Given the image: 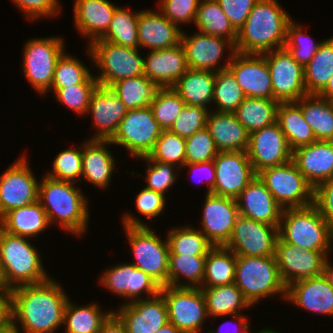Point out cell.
<instances>
[{"label": "cell", "mask_w": 333, "mask_h": 333, "mask_svg": "<svg viewBox=\"0 0 333 333\" xmlns=\"http://www.w3.org/2000/svg\"><path fill=\"white\" fill-rule=\"evenodd\" d=\"M292 19L287 25L285 48L296 62L303 68L310 62L318 51L323 40L316 42L305 32V26Z\"/></svg>", "instance_id": "cell-49"}, {"label": "cell", "mask_w": 333, "mask_h": 333, "mask_svg": "<svg viewBox=\"0 0 333 333\" xmlns=\"http://www.w3.org/2000/svg\"><path fill=\"white\" fill-rule=\"evenodd\" d=\"M111 140L87 139L82 143V178L94 187L103 190L109 189L113 173L116 168V158L112 151Z\"/></svg>", "instance_id": "cell-27"}, {"label": "cell", "mask_w": 333, "mask_h": 333, "mask_svg": "<svg viewBox=\"0 0 333 333\" xmlns=\"http://www.w3.org/2000/svg\"><path fill=\"white\" fill-rule=\"evenodd\" d=\"M233 317H234V318H232L233 320L229 319L227 321H224L223 324L221 323V325H219V327H217V330H215V328L214 329L210 328V329L206 330V333H229V332L231 333L232 331L228 330L230 325L234 327V329L231 327V329H233V330H235L237 328L234 331L235 333H250L252 331V329L249 325L250 322H248L247 316H244L243 314H235V315H233ZM228 322H230V324ZM232 322H234V324H232ZM225 326L228 327V328H226L228 330V332L226 329H224ZM234 332H232V333H234Z\"/></svg>", "instance_id": "cell-63"}, {"label": "cell", "mask_w": 333, "mask_h": 333, "mask_svg": "<svg viewBox=\"0 0 333 333\" xmlns=\"http://www.w3.org/2000/svg\"><path fill=\"white\" fill-rule=\"evenodd\" d=\"M205 259L206 256L169 255L168 286L200 288Z\"/></svg>", "instance_id": "cell-44"}, {"label": "cell", "mask_w": 333, "mask_h": 333, "mask_svg": "<svg viewBox=\"0 0 333 333\" xmlns=\"http://www.w3.org/2000/svg\"><path fill=\"white\" fill-rule=\"evenodd\" d=\"M245 97L240 85L228 68L216 71L212 110L234 113Z\"/></svg>", "instance_id": "cell-47"}, {"label": "cell", "mask_w": 333, "mask_h": 333, "mask_svg": "<svg viewBox=\"0 0 333 333\" xmlns=\"http://www.w3.org/2000/svg\"><path fill=\"white\" fill-rule=\"evenodd\" d=\"M183 29L167 19L159 10H140L138 16L139 48L160 50L181 43Z\"/></svg>", "instance_id": "cell-28"}, {"label": "cell", "mask_w": 333, "mask_h": 333, "mask_svg": "<svg viewBox=\"0 0 333 333\" xmlns=\"http://www.w3.org/2000/svg\"><path fill=\"white\" fill-rule=\"evenodd\" d=\"M227 68L246 97L273 99L272 80L263 54L236 51Z\"/></svg>", "instance_id": "cell-22"}, {"label": "cell", "mask_w": 333, "mask_h": 333, "mask_svg": "<svg viewBox=\"0 0 333 333\" xmlns=\"http://www.w3.org/2000/svg\"><path fill=\"white\" fill-rule=\"evenodd\" d=\"M272 80L273 100L296 102L307 95L304 68L294 60L285 47L263 54Z\"/></svg>", "instance_id": "cell-16"}, {"label": "cell", "mask_w": 333, "mask_h": 333, "mask_svg": "<svg viewBox=\"0 0 333 333\" xmlns=\"http://www.w3.org/2000/svg\"><path fill=\"white\" fill-rule=\"evenodd\" d=\"M208 113L209 110L201 106L185 105L169 131L183 138L190 137L206 128Z\"/></svg>", "instance_id": "cell-56"}, {"label": "cell", "mask_w": 333, "mask_h": 333, "mask_svg": "<svg viewBox=\"0 0 333 333\" xmlns=\"http://www.w3.org/2000/svg\"><path fill=\"white\" fill-rule=\"evenodd\" d=\"M139 10L135 12L126 6H118L114 12L107 32L97 40L109 41L124 47L139 48L138 40V16Z\"/></svg>", "instance_id": "cell-46"}, {"label": "cell", "mask_w": 333, "mask_h": 333, "mask_svg": "<svg viewBox=\"0 0 333 333\" xmlns=\"http://www.w3.org/2000/svg\"><path fill=\"white\" fill-rule=\"evenodd\" d=\"M301 112L316 141H333V103L318 94L301 98Z\"/></svg>", "instance_id": "cell-38"}, {"label": "cell", "mask_w": 333, "mask_h": 333, "mask_svg": "<svg viewBox=\"0 0 333 333\" xmlns=\"http://www.w3.org/2000/svg\"><path fill=\"white\" fill-rule=\"evenodd\" d=\"M194 24L201 33L225 38L234 45L237 41L238 31L224 14L217 0H201Z\"/></svg>", "instance_id": "cell-41"}, {"label": "cell", "mask_w": 333, "mask_h": 333, "mask_svg": "<svg viewBox=\"0 0 333 333\" xmlns=\"http://www.w3.org/2000/svg\"><path fill=\"white\" fill-rule=\"evenodd\" d=\"M73 4V25L87 46L107 32L119 6L111 0H75Z\"/></svg>", "instance_id": "cell-29"}, {"label": "cell", "mask_w": 333, "mask_h": 333, "mask_svg": "<svg viewBox=\"0 0 333 333\" xmlns=\"http://www.w3.org/2000/svg\"><path fill=\"white\" fill-rule=\"evenodd\" d=\"M224 14L238 31L259 0H217Z\"/></svg>", "instance_id": "cell-60"}, {"label": "cell", "mask_w": 333, "mask_h": 333, "mask_svg": "<svg viewBox=\"0 0 333 333\" xmlns=\"http://www.w3.org/2000/svg\"><path fill=\"white\" fill-rule=\"evenodd\" d=\"M257 175L283 209L304 208L314 204L315 189L300 173L293 160L266 168Z\"/></svg>", "instance_id": "cell-10"}, {"label": "cell", "mask_w": 333, "mask_h": 333, "mask_svg": "<svg viewBox=\"0 0 333 333\" xmlns=\"http://www.w3.org/2000/svg\"><path fill=\"white\" fill-rule=\"evenodd\" d=\"M234 284L254 307L275 296L286 299V286L281 280L275 256H237Z\"/></svg>", "instance_id": "cell-7"}, {"label": "cell", "mask_w": 333, "mask_h": 333, "mask_svg": "<svg viewBox=\"0 0 333 333\" xmlns=\"http://www.w3.org/2000/svg\"><path fill=\"white\" fill-rule=\"evenodd\" d=\"M182 168H184V169L188 168V172H186V173H189V176L191 173L192 177L195 176V178L199 177V176H197V174L198 175L200 173L205 174L204 177L202 176L203 174L201 175V178L203 177V181H202V179L201 180L198 179V181H201L203 183H204V181H206V184L208 187L206 195L211 194V191L214 188L215 180H216V171H215L214 161H207V162H202V163H187V164H184V166ZM197 172H199V173H197Z\"/></svg>", "instance_id": "cell-62"}, {"label": "cell", "mask_w": 333, "mask_h": 333, "mask_svg": "<svg viewBox=\"0 0 333 333\" xmlns=\"http://www.w3.org/2000/svg\"><path fill=\"white\" fill-rule=\"evenodd\" d=\"M137 159L140 161L142 160L141 162L145 161L144 163H147V169H145L146 175L144 176L141 173L139 174L143 180L145 177L144 181L147 184L143 186L146 188L165 195L168 193L167 191L170 190L173 184L175 185V182H177L181 169L176 165L153 161L150 160L147 156Z\"/></svg>", "instance_id": "cell-53"}, {"label": "cell", "mask_w": 333, "mask_h": 333, "mask_svg": "<svg viewBox=\"0 0 333 333\" xmlns=\"http://www.w3.org/2000/svg\"><path fill=\"white\" fill-rule=\"evenodd\" d=\"M318 95L330 101L333 99V76L330 78L326 87Z\"/></svg>", "instance_id": "cell-67"}, {"label": "cell", "mask_w": 333, "mask_h": 333, "mask_svg": "<svg viewBox=\"0 0 333 333\" xmlns=\"http://www.w3.org/2000/svg\"><path fill=\"white\" fill-rule=\"evenodd\" d=\"M135 197V208L140 215L150 220V222L155 218L162 216L163 212L166 210L167 194L153 191L146 187L139 190Z\"/></svg>", "instance_id": "cell-59"}, {"label": "cell", "mask_w": 333, "mask_h": 333, "mask_svg": "<svg viewBox=\"0 0 333 333\" xmlns=\"http://www.w3.org/2000/svg\"><path fill=\"white\" fill-rule=\"evenodd\" d=\"M160 294L167 306L168 322L181 333H206L202 330L209 317L201 288L163 286Z\"/></svg>", "instance_id": "cell-11"}, {"label": "cell", "mask_w": 333, "mask_h": 333, "mask_svg": "<svg viewBox=\"0 0 333 333\" xmlns=\"http://www.w3.org/2000/svg\"><path fill=\"white\" fill-rule=\"evenodd\" d=\"M128 109L110 88L98 85L91 93L86 115L91 116L94 134L87 139L111 140Z\"/></svg>", "instance_id": "cell-23"}, {"label": "cell", "mask_w": 333, "mask_h": 333, "mask_svg": "<svg viewBox=\"0 0 333 333\" xmlns=\"http://www.w3.org/2000/svg\"><path fill=\"white\" fill-rule=\"evenodd\" d=\"M80 60L81 58L78 59L65 51L56 63L51 88H65L81 83H98L89 67Z\"/></svg>", "instance_id": "cell-48"}, {"label": "cell", "mask_w": 333, "mask_h": 333, "mask_svg": "<svg viewBox=\"0 0 333 333\" xmlns=\"http://www.w3.org/2000/svg\"><path fill=\"white\" fill-rule=\"evenodd\" d=\"M166 239L169 255L206 256L214 247L206 236L192 224L169 228Z\"/></svg>", "instance_id": "cell-43"}, {"label": "cell", "mask_w": 333, "mask_h": 333, "mask_svg": "<svg viewBox=\"0 0 333 333\" xmlns=\"http://www.w3.org/2000/svg\"><path fill=\"white\" fill-rule=\"evenodd\" d=\"M99 333H127V330L120 319L112 313L103 323Z\"/></svg>", "instance_id": "cell-65"}, {"label": "cell", "mask_w": 333, "mask_h": 333, "mask_svg": "<svg viewBox=\"0 0 333 333\" xmlns=\"http://www.w3.org/2000/svg\"><path fill=\"white\" fill-rule=\"evenodd\" d=\"M26 19L36 22L42 19H54L63 10L59 0H11ZM41 18V19H40ZM36 20V21H35Z\"/></svg>", "instance_id": "cell-58"}, {"label": "cell", "mask_w": 333, "mask_h": 333, "mask_svg": "<svg viewBox=\"0 0 333 333\" xmlns=\"http://www.w3.org/2000/svg\"><path fill=\"white\" fill-rule=\"evenodd\" d=\"M121 216V224L134 258V261H130V263L148 274L161 287L168 286L169 246L167 239L161 240V237L155 232V227L152 228L154 224L150 227L146 222L141 221L139 215L125 212Z\"/></svg>", "instance_id": "cell-4"}, {"label": "cell", "mask_w": 333, "mask_h": 333, "mask_svg": "<svg viewBox=\"0 0 333 333\" xmlns=\"http://www.w3.org/2000/svg\"><path fill=\"white\" fill-rule=\"evenodd\" d=\"M111 266L102 272L98 284L113 295L123 298L120 305L151 298L160 293L161 286L130 262H120Z\"/></svg>", "instance_id": "cell-13"}, {"label": "cell", "mask_w": 333, "mask_h": 333, "mask_svg": "<svg viewBox=\"0 0 333 333\" xmlns=\"http://www.w3.org/2000/svg\"><path fill=\"white\" fill-rule=\"evenodd\" d=\"M330 259L333 258H331L330 255H328L325 260L323 275L327 278L328 282L333 287V262Z\"/></svg>", "instance_id": "cell-66"}, {"label": "cell", "mask_w": 333, "mask_h": 333, "mask_svg": "<svg viewBox=\"0 0 333 333\" xmlns=\"http://www.w3.org/2000/svg\"><path fill=\"white\" fill-rule=\"evenodd\" d=\"M54 277L11 292V325L22 333H57L69 296ZM56 280V281H55ZM19 324V325H18Z\"/></svg>", "instance_id": "cell-1"}, {"label": "cell", "mask_w": 333, "mask_h": 333, "mask_svg": "<svg viewBox=\"0 0 333 333\" xmlns=\"http://www.w3.org/2000/svg\"><path fill=\"white\" fill-rule=\"evenodd\" d=\"M185 105L172 87H166L157 90L150 107L160 127L169 130Z\"/></svg>", "instance_id": "cell-51"}, {"label": "cell", "mask_w": 333, "mask_h": 333, "mask_svg": "<svg viewBox=\"0 0 333 333\" xmlns=\"http://www.w3.org/2000/svg\"><path fill=\"white\" fill-rule=\"evenodd\" d=\"M60 36L30 38L23 47L22 71L26 81L39 96H43L54 80L56 63L66 51Z\"/></svg>", "instance_id": "cell-9"}, {"label": "cell", "mask_w": 333, "mask_h": 333, "mask_svg": "<svg viewBox=\"0 0 333 333\" xmlns=\"http://www.w3.org/2000/svg\"><path fill=\"white\" fill-rule=\"evenodd\" d=\"M185 151V138L169 130H163L147 157L153 161L174 164L182 168L185 164Z\"/></svg>", "instance_id": "cell-52"}, {"label": "cell", "mask_w": 333, "mask_h": 333, "mask_svg": "<svg viewBox=\"0 0 333 333\" xmlns=\"http://www.w3.org/2000/svg\"><path fill=\"white\" fill-rule=\"evenodd\" d=\"M292 160L314 187L333 178V141H315L293 151Z\"/></svg>", "instance_id": "cell-31"}, {"label": "cell", "mask_w": 333, "mask_h": 333, "mask_svg": "<svg viewBox=\"0 0 333 333\" xmlns=\"http://www.w3.org/2000/svg\"><path fill=\"white\" fill-rule=\"evenodd\" d=\"M11 292L0 291V330L11 325Z\"/></svg>", "instance_id": "cell-64"}, {"label": "cell", "mask_w": 333, "mask_h": 333, "mask_svg": "<svg viewBox=\"0 0 333 333\" xmlns=\"http://www.w3.org/2000/svg\"><path fill=\"white\" fill-rule=\"evenodd\" d=\"M128 110L150 106L159 87L145 75L124 78L110 87Z\"/></svg>", "instance_id": "cell-45"}, {"label": "cell", "mask_w": 333, "mask_h": 333, "mask_svg": "<svg viewBox=\"0 0 333 333\" xmlns=\"http://www.w3.org/2000/svg\"><path fill=\"white\" fill-rule=\"evenodd\" d=\"M293 19L279 0H259L238 30L235 50L264 54L285 46L287 25Z\"/></svg>", "instance_id": "cell-3"}, {"label": "cell", "mask_w": 333, "mask_h": 333, "mask_svg": "<svg viewBox=\"0 0 333 333\" xmlns=\"http://www.w3.org/2000/svg\"><path fill=\"white\" fill-rule=\"evenodd\" d=\"M27 155L18 157L0 176V218L14 208L38 201L39 182Z\"/></svg>", "instance_id": "cell-14"}, {"label": "cell", "mask_w": 333, "mask_h": 333, "mask_svg": "<svg viewBox=\"0 0 333 333\" xmlns=\"http://www.w3.org/2000/svg\"><path fill=\"white\" fill-rule=\"evenodd\" d=\"M333 251H311L290 243L276 241L275 258L282 282L291 283L323 274L326 257Z\"/></svg>", "instance_id": "cell-18"}, {"label": "cell", "mask_w": 333, "mask_h": 333, "mask_svg": "<svg viewBox=\"0 0 333 333\" xmlns=\"http://www.w3.org/2000/svg\"><path fill=\"white\" fill-rule=\"evenodd\" d=\"M113 313L112 309L102 310L95 301L78 305L70 298L64 310V333H99L103 323Z\"/></svg>", "instance_id": "cell-37"}, {"label": "cell", "mask_w": 333, "mask_h": 333, "mask_svg": "<svg viewBox=\"0 0 333 333\" xmlns=\"http://www.w3.org/2000/svg\"><path fill=\"white\" fill-rule=\"evenodd\" d=\"M276 122L286 136L292 151L316 141L310 125L301 112V98L296 102H280Z\"/></svg>", "instance_id": "cell-36"}, {"label": "cell", "mask_w": 333, "mask_h": 333, "mask_svg": "<svg viewBox=\"0 0 333 333\" xmlns=\"http://www.w3.org/2000/svg\"><path fill=\"white\" fill-rule=\"evenodd\" d=\"M97 86L98 83H81L65 88H50L42 97L51 91L59 104L65 105L74 113H77L76 115H85L86 117L91 93Z\"/></svg>", "instance_id": "cell-54"}, {"label": "cell", "mask_w": 333, "mask_h": 333, "mask_svg": "<svg viewBox=\"0 0 333 333\" xmlns=\"http://www.w3.org/2000/svg\"><path fill=\"white\" fill-rule=\"evenodd\" d=\"M209 318L225 319L253 307L234 284L201 288Z\"/></svg>", "instance_id": "cell-35"}, {"label": "cell", "mask_w": 333, "mask_h": 333, "mask_svg": "<svg viewBox=\"0 0 333 333\" xmlns=\"http://www.w3.org/2000/svg\"><path fill=\"white\" fill-rule=\"evenodd\" d=\"M202 207L198 229L213 246H225L240 216L236 199L207 194Z\"/></svg>", "instance_id": "cell-21"}, {"label": "cell", "mask_w": 333, "mask_h": 333, "mask_svg": "<svg viewBox=\"0 0 333 333\" xmlns=\"http://www.w3.org/2000/svg\"><path fill=\"white\" fill-rule=\"evenodd\" d=\"M285 301L307 312L333 317V287L323 274L291 283Z\"/></svg>", "instance_id": "cell-25"}, {"label": "cell", "mask_w": 333, "mask_h": 333, "mask_svg": "<svg viewBox=\"0 0 333 333\" xmlns=\"http://www.w3.org/2000/svg\"><path fill=\"white\" fill-rule=\"evenodd\" d=\"M206 129L219 152L247 151L249 134L234 113L210 110Z\"/></svg>", "instance_id": "cell-32"}, {"label": "cell", "mask_w": 333, "mask_h": 333, "mask_svg": "<svg viewBox=\"0 0 333 333\" xmlns=\"http://www.w3.org/2000/svg\"><path fill=\"white\" fill-rule=\"evenodd\" d=\"M236 201L240 216L279 227L284 209L258 175L248 183Z\"/></svg>", "instance_id": "cell-26"}, {"label": "cell", "mask_w": 333, "mask_h": 333, "mask_svg": "<svg viewBox=\"0 0 333 333\" xmlns=\"http://www.w3.org/2000/svg\"><path fill=\"white\" fill-rule=\"evenodd\" d=\"M38 201L44 208L50 226H58L68 234L84 237L90 219L89 199L76 183L42 175Z\"/></svg>", "instance_id": "cell-2"}, {"label": "cell", "mask_w": 333, "mask_h": 333, "mask_svg": "<svg viewBox=\"0 0 333 333\" xmlns=\"http://www.w3.org/2000/svg\"><path fill=\"white\" fill-rule=\"evenodd\" d=\"M246 152L256 174L289 162L293 154L277 122L249 134Z\"/></svg>", "instance_id": "cell-19"}, {"label": "cell", "mask_w": 333, "mask_h": 333, "mask_svg": "<svg viewBox=\"0 0 333 333\" xmlns=\"http://www.w3.org/2000/svg\"><path fill=\"white\" fill-rule=\"evenodd\" d=\"M50 227L47 214L39 201L28 206L14 208L0 218V228L12 235L31 239ZM42 232V233H41Z\"/></svg>", "instance_id": "cell-33"}, {"label": "cell", "mask_w": 333, "mask_h": 333, "mask_svg": "<svg viewBox=\"0 0 333 333\" xmlns=\"http://www.w3.org/2000/svg\"><path fill=\"white\" fill-rule=\"evenodd\" d=\"M215 77L216 72L188 68L172 88L186 105L201 106L210 111L213 104Z\"/></svg>", "instance_id": "cell-34"}, {"label": "cell", "mask_w": 333, "mask_h": 333, "mask_svg": "<svg viewBox=\"0 0 333 333\" xmlns=\"http://www.w3.org/2000/svg\"><path fill=\"white\" fill-rule=\"evenodd\" d=\"M200 2L201 0H159L156 8L181 28L180 24H194Z\"/></svg>", "instance_id": "cell-57"}, {"label": "cell", "mask_w": 333, "mask_h": 333, "mask_svg": "<svg viewBox=\"0 0 333 333\" xmlns=\"http://www.w3.org/2000/svg\"><path fill=\"white\" fill-rule=\"evenodd\" d=\"M237 256L224 246H214L206 255L200 288L223 286L235 282Z\"/></svg>", "instance_id": "cell-39"}, {"label": "cell", "mask_w": 333, "mask_h": 333, "mask_svg": "<svg viewBox=\"0 0 333 333\" xmlns=\"http://www.w3.org/2000/svg\"><path fill=\"white\" fill-rule=\"evenodd\" d=\"M278 226L239 216L224 246L236 256H275Z\"/></svg>", "instance_id": "cell-17"}, {"label": "cell", "mask_w": 333, "mask_h": 333, "mask_svg": "<svg viewBox=\"0 0 333 333\" xmlns=\"http://www.w3.org/2000/svg\"><path fill=\"white\" fill-rule=\"evenodd\" d=\"M118 306L113 313L123 323L127 333H155L168 322L167 306L160 293Z\"/></svg>", "instance_id": "cell-24"}, {"label": "cell", "mask_w": 333, "mask_h": 333, "mask_svg": "<svg viewBox=\"0 0 333 333\" xmlns=\"http://www.w3.org/2000/svg\"><path fill=\"white\" fill-rule=\"evenodd\" d=\"M333 76V36L320 44L318 51L304 68L307 94H319Z\"/></svg>", "instance_id": "cell-42"}, {"label": "cell", "mask_w": 333, "mask_h": 333, "mask_svg": "<svg viewBox=\"0 0 333 333\" xmlns=\"http://www.w3.org/2000/svg\"><path fill=\"white\" fill-rule=\"evenodd\" d=\"M278 235L282 241L301 249L333 251V227L314 204L304 208H285Z\"/></svg>", "instance_id": "cell-5"}, {"label": "cell", "mask_w": 333, "mask_h": 333, "mask_svg": "<svg viewBox=\"0 0 333 333\" xmlns=\"http://www.w3.org/2000/svg\"><path fill=\"white\" fill-rule=\"evenodd\" d=\"M314 205L333 227V178L322 182L315 188Z\"/></svg>", "instance_id": "cell-61"}, {"label": "cell", "mask_w": 333, "mask_h": 333, "mask_svg": "<svg viewBox=\"0 0 333 333\" xmlns=\"http://www.w3.org/2000/svg\"><path fill=\"white\" fill-rule=\"evenodd\" d=\"M279 102L273 99L245 97L234 114L248 134L276 122Z\"/></svg>", "instance_id": "cell-40"}, {"label": "cell", "mask_w": 333, "mask_h": 333, "mask_svg": "<svg viewBox=\"0 0 333 333\" xmlns=\"http://www.w3.org/2000/svg\"><path fill=\"white\" fill-rule=\"evenodd\" d=\"M162 131L150 106L131 109L121 120L111 142L114 147H124L137 160L151 152Z\"/></svg>", "instance_id": "cell-12"}, {"label": "cell", "mask_w": 333, "mask_h": 333, "mask_svg": "<svg viewBox=\"0 0 333 333\" xmlns=\"http://www.w3.org/2000/svg\"><path fill=\"white\" fill-rule=\"evenodd\" d=\"M155 333H181L172 323L167 322L164 326L158 329Z\"/></svg>", "instance_id": "cell-69"}, {"label": "cell", "mask_w": 333, "mask_h": 333, "mask_svg": "<svg viewBox=\"0 0 333 333\" xmlns=\"http://www.w3.org/2000/svg\"><path fill=\"white\" fill-rule=\"evenodd\" d=\"M0 333H22L17 328L13 327L12 325H9L3 329L0 330Z\"/></svg>", "instance_id": "cell-70"}, {"label": "cell", "mask_w": 333, "mask_h": 333, "mask_svg": "<svg viewBox=\"0 0 333 333\" xmlns=\"http://www.w3.org/2000/svg\"><path fill=\"white\" fill-rule=\"evenodd\" d=\"M183 45L150 50L144 57V75L159 88L172 87L187 71Z\"/></svg>", "instance_id": "cell-30"}, {"label": "cell", "mask_w": 333, "mask_h": 333, "mask_svg": "<svg viewBox=\"0 0 333 333\" xmlns=\"http://www.w3.org/2000/svg\"><path fill=\"white\" fill-rule=\"evenodd\" d=\"M185 144V164L213 161L219 152L206 128L185 138Z\"/></svg>", "instance_id": "cell-55"}, {"label": "cell", "mask_w": 333, "mask_h": 333, "mask_svg": "<svg viewBox=\"0 0 333 333\" xmlns=\"http://www.w3.org/2000/svg\"><path fill=\"white\" fill-rule=\"evenodd\" d=\"M29 238L16 236L0 228V263L12 288L36 284L51 276L42 264L40 251Z\"/></svg>", "instance_id": "cell-6"}, {"label": "cell", "mask_w": 333, "mask_h": 333, "mask_svg": "<svg viewBox=\"0 0 333 333\" xmlns=\"http://www.w3.org/2000/svg\"><path fill=\"white\" fill-rule=\"evenodd\" d=\"M85 50L91 66L98 69L99 74L94 75L98 85L111 87L121 79L144 75V57L140 54V48L95 40Z\"/></svg>", "instance_id": "cell-8"}, {"label": "cell", "mask_w": 333, "mask_h": 333, "mask_svg": "<svg viewBox=\"0 0 333 333\" xmlns=\"http://www.w3.org/2000/svg\"><path fill=\"white\" fill-rule=\"evenodd\" d=\"M213 161L216 180L211 194L236 199L257 176L246 151L218 152Z\"/></svg>", "instance_id": "cell-20"}, {"label": "cell", "mask_w": 333, "mask_h": 333, "mask_svg": "<svg viewBox=\"0 0 333 333\" xmlns=\"http://www.w3.org/2000/svg\"><path fill=\"white\" fill-rule=\"evenodd\" d=\"M250 333H252V332H250ZM254 333H280V331H276V329L274 330V329H272V327L271 328L270 327H266V328L262 327V329L254 332Z\"/></svg>", "instance_id": "cell-71"}, {"label": "cell", "mask_w": 333, "mask_h": 333, "mask_svg": "<svg viewBox=\"0 0 333 333\" xmlns=\"http://www.w3.org/2000/svg\"><path fill=\"white\" fill-rule=\"evenodd\" d=\"M181 44L185 51L187 67L194 70L216 72L226 69L236 53L235 45L231 41L199 31L189 35L183 30ZM224 53L227 55H223ZM223 57L225 61L221 65Z\"/></svg>", "instance_id": "cell-15"}, {"label": "cell", "mask_w": 333, "mask_h": 333, "mask_svg": "<svg viewBox=\"0 0 333 333\" xmlns=\"http://www.w3.org/2000/svg\"><path fill=\"white\" fill-rule=\"evenodd\" d=\"M80 145V146H79ZM75 148L62 149L54 158L52 170L45 175L60 181L80 183L82 178V143Z\"/></svg>", "instance_id": "cell-50"}, {"label": "cell", "mask_w": 333, "mask_h": 333, "mask_svg": "<svg viewBox=\"0 0 333 333\" xmlns=\"http://www.w3.org/2000/svg\"><path fill=\"white\" fill-rule=\"evenodd\" d=\"M13 288L7 282L3 265L0 263V291H12Z\"/></svg>", "instance_id": "cell-68"}]
</instances>
